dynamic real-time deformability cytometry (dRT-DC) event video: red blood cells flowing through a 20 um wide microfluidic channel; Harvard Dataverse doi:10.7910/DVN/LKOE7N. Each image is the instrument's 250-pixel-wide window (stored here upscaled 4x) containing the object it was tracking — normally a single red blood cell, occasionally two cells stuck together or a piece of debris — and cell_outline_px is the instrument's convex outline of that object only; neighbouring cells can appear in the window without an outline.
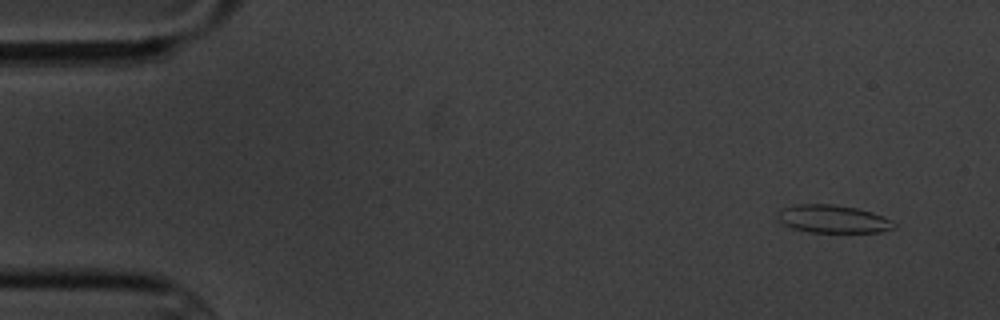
{"species": "common noctule bat (a hibernating species)", "species_latin": "Nyctalus noctula", "temperature_condition": "cold", "stored_images_in_passage": 5, "camera_frame_rate_fps": 3000, "um_per_image_px": 0.085, "animal": {"sex": "male", "body_mass_g": 20.1, "forearm_length_mm": 53.5}, "frame": {"image": 1, "passage_image": 5, "time_ms": 5.667, "image_size_px": [1000, 320], "cell_outline_px": [[896, 228], [880, 232], [812, 232], [792, 228], [784, 224], [776, 216], [784, 208], [796, 204], [832, 204], [856, 208], [872, 212], [884, 216], [892, 220], [896, 224]], "centroid_in_image_um": [70.86, 18.61], "position_along_channel_um": 14.1, "area_um2": 18.84}}